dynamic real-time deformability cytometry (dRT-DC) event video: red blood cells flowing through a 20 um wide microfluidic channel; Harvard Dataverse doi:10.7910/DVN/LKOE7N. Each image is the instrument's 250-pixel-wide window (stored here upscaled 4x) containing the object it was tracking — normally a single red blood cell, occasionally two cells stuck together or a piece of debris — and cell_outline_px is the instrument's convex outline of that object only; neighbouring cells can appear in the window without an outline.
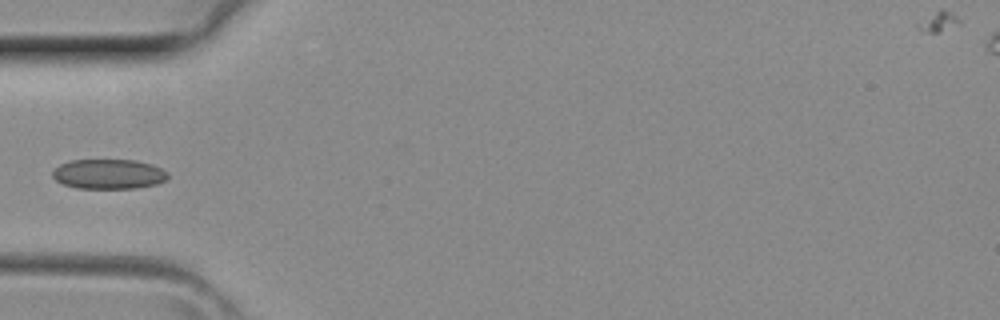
{"species": "common noctule bat (a hibernating species)", "species_latin": "Nyctalus noctula", "temperature_condition": "room temperature", "stored_images_in_passage": 4, "camera_frame_rate_fps": 3000, "um_per_image_px": 0.085, "animal": {"sex": "female", "body_mass_g": 29.2, "forearm_length_mm": 56.3}, "frame": {"image": 1, "passage_image": 4, "time_ms": 1.0, "image_size_px": [1000, 320], "cell_outline_px": [[168, 176], [164, 180], [156, 184], [136, 188], [76, 188], [64, 184], [56, 180], [52, 176], [52, 172], [60, 164], [72, 160], [136, 160], [152, 164], [168, 172]], "centroid_in_image_um": [9.24, 14.79], "position_along_channel_um": 75.8, "area_um2": 19.94}}